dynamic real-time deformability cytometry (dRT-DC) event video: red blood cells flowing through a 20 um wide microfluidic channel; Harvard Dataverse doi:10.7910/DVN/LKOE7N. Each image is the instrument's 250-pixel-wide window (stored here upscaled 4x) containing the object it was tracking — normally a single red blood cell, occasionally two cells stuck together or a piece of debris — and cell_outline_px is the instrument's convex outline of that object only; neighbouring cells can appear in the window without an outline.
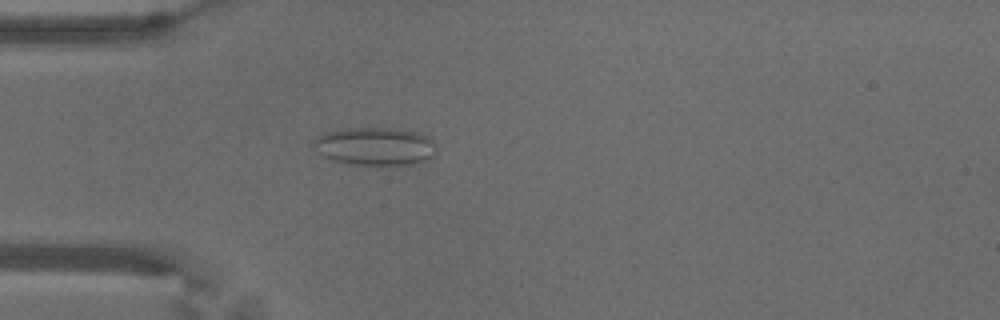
{"species": "common noctule bat (a hibernating species)", "species_latin": "Nyctalus noctula", "temperature_condition": "warm", "stored_images_in_passage": 53, "camera_frame_rate_fps": 3000, "um_per_image_px": 0.085, "animal": {"sex": "male", "body_mass_g": 18.8}, "frame": {"image": 1, "passage_image": 14, "time_ms": 4.333, "image_size_px": [1000, 320], "cell_outline_px": [[432, 156], [424, 160], [412, 164], [388, 168], [384, 168], [352, 164], [332, 160], [324, 156], [312, 144], [312, 140], [316, 136], [324, 132], [348, 128], [400, 128], [416, 132], [428, 136], [432, 140]], "centroid_in_image_um": [31.84, 12.46], "position_along_channel_um": 53.2, "area_um2": 27.74}}
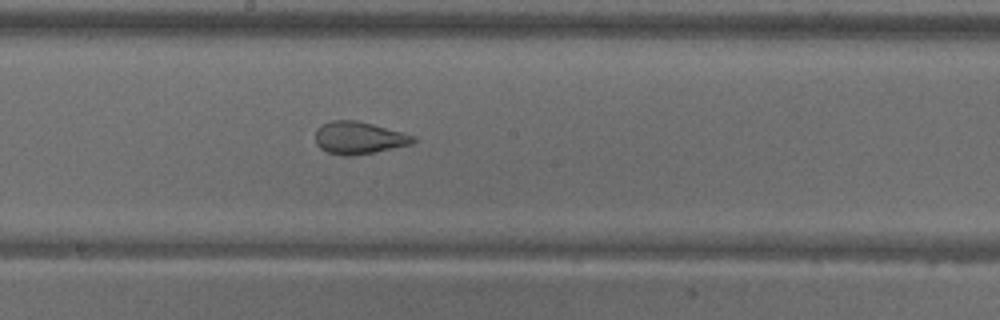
{"frame": {"image": 2, "passage_image": 28, "time_ms": 9.0, "image_size_px": [1000, 320], "cell_outline_px": [[416, 140], [412, 144], [352, 156], [344, 156], [328, 152], [320, 148], [316, 144], [316, 128], [320, 124], [332, 120], [356, 120], [404, 132], [416, 136]], "centroid_in_image_um": [30.49, 11.7], "position_along_channel_um": 217.7, "area_um2": 18.5}}
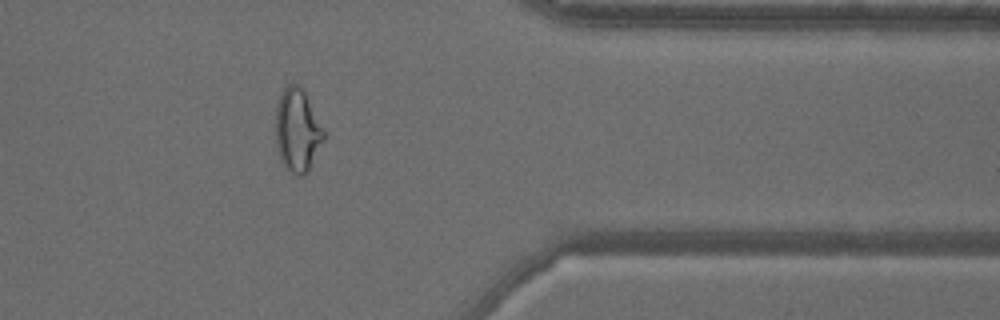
{"frame": {"image": 3, "passage_image": 43, "time_ms": 14.0, "image_size_px": [1000, 320], "cell_outline_px": [[324, 140], [308, 172], [304, 176], [296, 176], [280, 160], [276, 144], [276, 104], [284, 88], [288, 84], [300, 84], [324, 128]], "centroid_in_image_um": [25.29, 11.08], "position_along_channel_um": 386.1, "area_um2": 23.35}, "authors_computed_cell_mechanics": {"area_um2": 23.9292, "velocity_mm_per_s": 3.664, "shape_relaxation_time_tau1_ms": null, "shape_relaxation_time_tau2_ms": 0.9911, "deformation_change_tau1": null, "deformation_change_tau2": 0.0768}}